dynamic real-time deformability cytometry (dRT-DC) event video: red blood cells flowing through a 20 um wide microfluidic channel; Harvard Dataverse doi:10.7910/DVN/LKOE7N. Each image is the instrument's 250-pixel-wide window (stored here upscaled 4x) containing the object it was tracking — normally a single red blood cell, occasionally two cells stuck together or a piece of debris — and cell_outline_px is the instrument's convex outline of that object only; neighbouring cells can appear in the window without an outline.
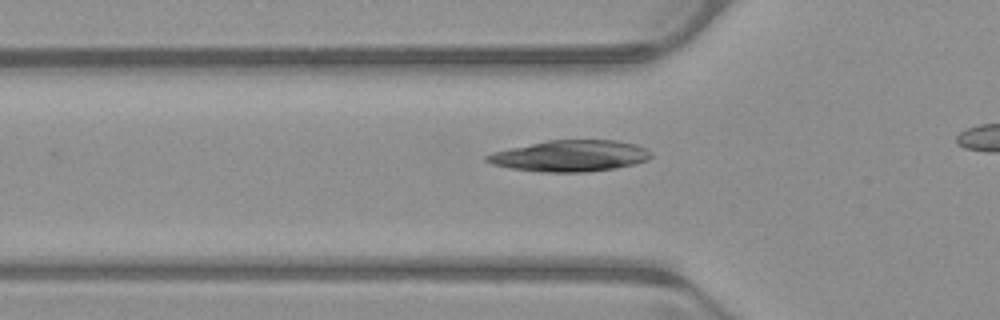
{"species": "common noctule bat (a hibernating species)", "species_latin": "Nyctalus noctula", "temperature_condition": "warm", "stored_images_in_passage": 24, "camera_frame_rate_fps": 3000, "um_per_image_px": 0.085, "animal": {"sex": "male", "body_mass_g": 23.1, "forearm_length_mm": 52.7}, "frame": {"image": 1, "passage_image": 9, "time_ms": 2.667, "image_size_px": [1000, 320], "cell_outline_px": [[652, 156], [648, 160], [616, 168], [588, 172], [540, 172], [512, 168], [492, 164], [484, 160], [484, 156], [492, 152], [548, 140], [616, 140], [636, 144], [648, 148], [652, 152]], "centroid_in_image_um": [48.49, 13.25], "position_along_channel_um": 77.3, "area_um2": 30.0}}
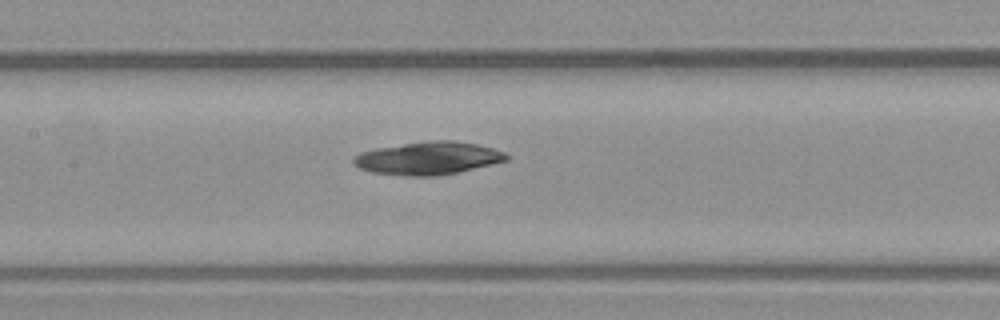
{"frame": {"image": 2, "passage_image": 16, "time_ms": 5.0, "image_size_px": [1000, 320], "cell_outline_px": [[508, 160], [460, 172], [440, 176], [400, 176], [372, 172], [360, 168], [352, 164], [352, 160], [360, 152], [376, 148], [432, 140], [452, 140], [476, 144], [492, 148], [504, 152], [508, 156]], "centroid_in_image_um": [36.38, 13.46], "position_along_channel_um": 171.0, "area_um2": 29.3}}
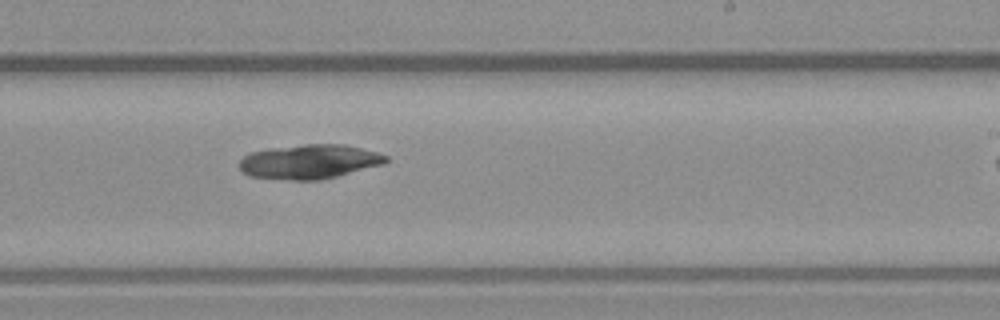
{"frame": {"image": 3, "passage_image": 23, "time_ms": 7.333, "image_size_px": [1000, 320], "cell_outline_px": [[388, 160], [384, 164], [320, 180], [288, 180], [252, 176], [244, 172], [240, 168], [240, 160], [244, 156], [252, 152], [272, 148], [304, 144], [344, 144], [376, 152], [388, 156]], "centroid_in_image_um": [26.32, 13.74], "position_along_channel_um": 262.7, "area_um2": 29.02}}